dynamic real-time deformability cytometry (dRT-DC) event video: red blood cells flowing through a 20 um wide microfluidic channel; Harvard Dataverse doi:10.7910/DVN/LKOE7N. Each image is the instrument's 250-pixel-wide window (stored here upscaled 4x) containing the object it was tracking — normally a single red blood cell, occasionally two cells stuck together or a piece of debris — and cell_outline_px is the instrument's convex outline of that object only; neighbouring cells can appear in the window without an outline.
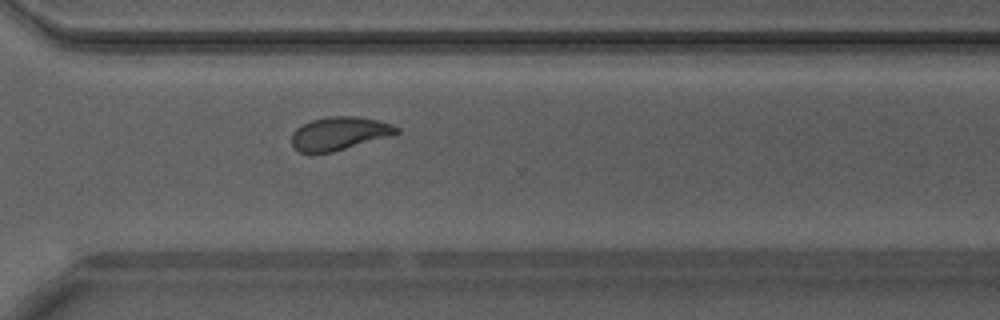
{"species": "Egyptian fruit bat (a non-hibernating species)", "species_latin": "Rousettus aegyptiacus", "temperature_condition": "warm", "stored_images_in_passage": 47, "camera_frame_rate_fps": 3000, "um_per_image_px": 0.085, "animal": {"sex": "male"}, "frame": {"image": 1, "passage_image": 34, "time_ms": 11.0, "image_size_px": [1000, 320], "cell_outline_px": [[400, 132], [388, 136], [332, 152], [300, 152], [292, 144], [292, 132], [296, 128], [312, 120], [328, 116], [356, 116], [376, 120], [392, 124], [400, 128]], "centroid_in_image_um": [28.84, 11.33], "position_along_channel_um": 341.8, "area_um2": 19.94}, "authors_computed_cell_mechanics": {"area_um2": 20.808, "velocity_mm_per_s": 4.1587, "shape_relaxation_time_tau1_ms": 6.0155, "shape_relaxation_time_tau2_ms": 0.981, "deformation_change_tau1": 0.1791, "deformation_change_tau2": 0.079}}